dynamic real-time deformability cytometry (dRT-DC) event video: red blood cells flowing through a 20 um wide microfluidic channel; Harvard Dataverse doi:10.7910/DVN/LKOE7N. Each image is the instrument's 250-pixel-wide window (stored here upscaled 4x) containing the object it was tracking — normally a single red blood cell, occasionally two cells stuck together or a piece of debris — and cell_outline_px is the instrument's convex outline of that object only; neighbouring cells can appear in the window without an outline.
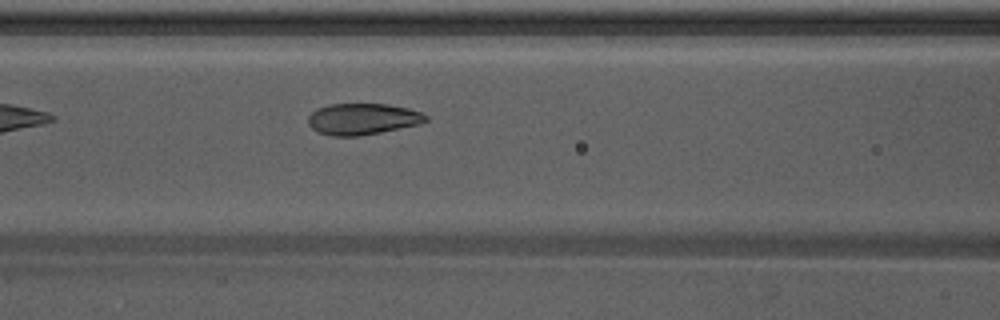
{"species": "Egyptian fruit bat (a non-hibernating species)", "species_latin": "Rousettus aegyptiacus", "temperature_condition": "warm", "stored_images_in_passage": 23, "camera_frame_rate_fps": 3000, "um_per_image_px": 0.085, "animal": {"sex": "male"}, "frame": {"image": 1, "passage_image": 7, "time_ms": 2.0, "image_size_px": [1000, 320], "cell_outline_px": [[428, 120], [420, 124], [380, 132], [356, 136], [332, 136], [316, 132], [308, 124], [308, 116], [316, 108], [328, 104], [388, 104], [408, 108], [420, 112], [428, 116]], "centroid_in_image_um": [30.79, 10.11], "position_along_channel_um": 135.8, "area_um2": 21.56}}
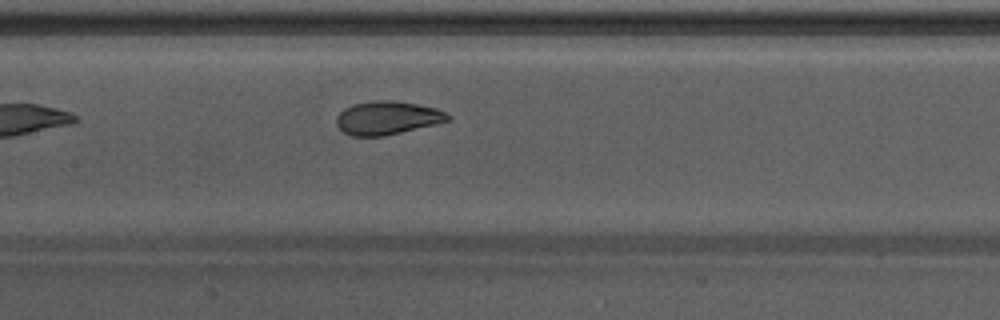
{"frame": {"image": 2, "passage_image": 10, "time_ms": 3.0, "image_size_px": [1000, 320], "cell_outline_px": [[452, 116], [448, 120], [436, 124], [384, 136], [352, 136], [344, 132], [336, 124], [336, 116], [344, 108], [352, 104], [372, 100], [392, 100], [416, 104], [436, 108]], "centroid_in_image_um": [32.89, 10.01], "position_along_channel_um": 174.5, "area_um2": 21.68}}